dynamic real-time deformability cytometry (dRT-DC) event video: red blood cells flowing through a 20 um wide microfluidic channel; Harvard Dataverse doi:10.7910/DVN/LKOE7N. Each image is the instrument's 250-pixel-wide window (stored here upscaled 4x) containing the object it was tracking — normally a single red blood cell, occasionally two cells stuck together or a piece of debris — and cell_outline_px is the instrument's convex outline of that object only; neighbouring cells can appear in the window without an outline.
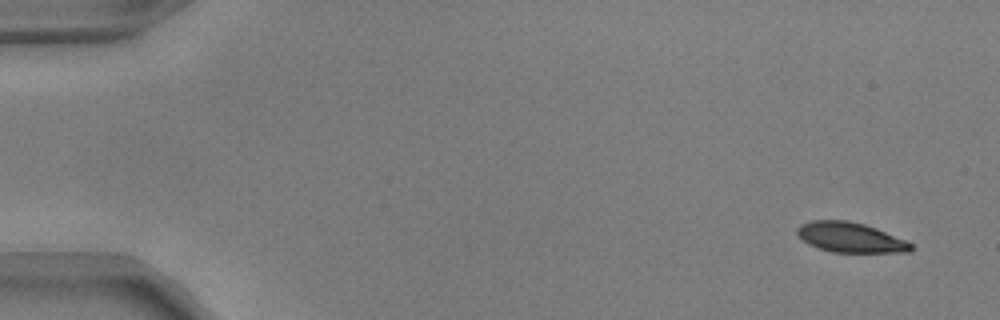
{"species": "common noctule bat (a hibernating species)", "species_latin": "Nyctalus noctula", "temperature_condition": "warm", "stored_images_in_passage": 52, "camera_frame_rate_fps": 3000, "um_per_image_px": 0.085, "animal": {"sex": "male", "body_mass_g": 17.9, "forearm_length_mm": 54.2}, "frame": {"image": 1, "passage_image": 1, "time_ms": 0.0, "image_size_px": [1000, 320], "cell_outline_px": [[916, 248], [912, 252], [832, 252], [808, 244], [796, 236], [796, 228], [800, 224], [812, 220], [848, 220], [864, 224], [876, 228], [904, 240], [912, 244]], "centroid_in_image_um": [72.25, 20.18], "position_along_channel_um": 12.7, "area_um2": 20.0}}
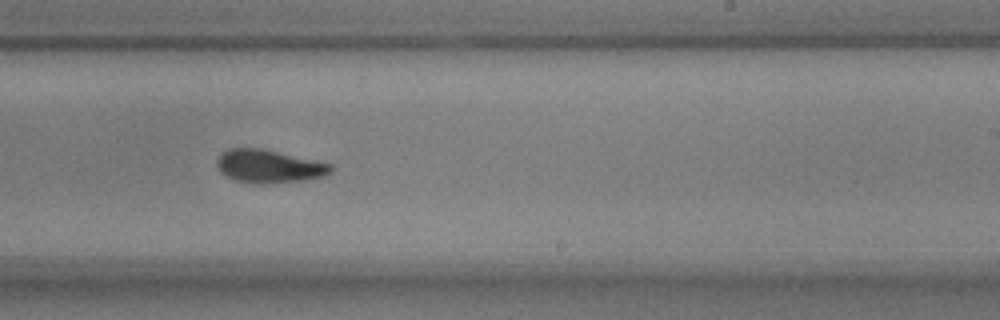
{"frame": {"image": 2, "passage_image": 31, "time_ms": 10.0, "image_size_px": [1000, 320], "cell_outline_px": [[332, 172], [324, 176], [304, 180], [264, 184], [252, 184], [236, 180], [220, 172], [216, 164], [216, 160], [220, 152], [228, 148], [260, 148], [332, 164]], "centroid_in_image_um": [22.82, 14.14], "position_along_channel_um": 266.2, "area_um2": 22.02}}
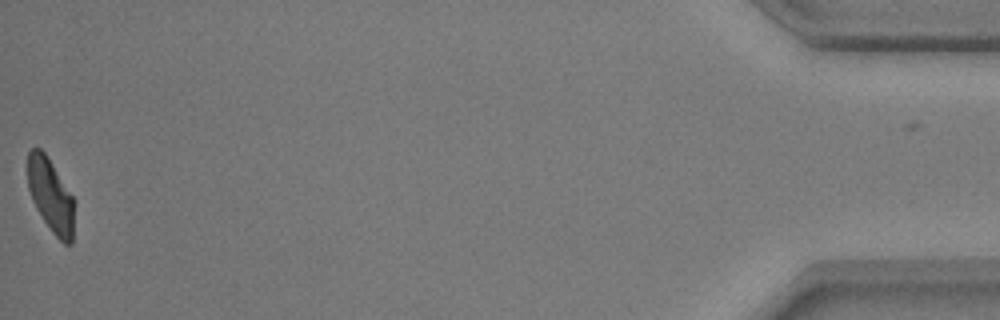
{"frame": {"image": 3, "passage_image": 51, "time_ms": 16.667, "image_size_px": [1000, 320], "cell_outline_px": [[72, 244], [64, 244], [52, 232], [36, 208], [32, 200], [28, 188], [28, 152], [32, 148], [40, 148], [44, 152], [72, 196]], "centroid_in_image_um": [4.27, 16.61], "position_along_channel_um": 430.9, "area_um2": 19.25}, "authors_computed_cell_mechanics": {"area_um2": 21.8195, "velocity_mm_per_s": 3.8393, "shape_relaxation_time_tau1_ms": 3.9692, "shape_relaxation_time_tau2_ms": 2.0683, "deformation_change_tau1": 0.1397, "deformation_change_tau2": 0.0656}}